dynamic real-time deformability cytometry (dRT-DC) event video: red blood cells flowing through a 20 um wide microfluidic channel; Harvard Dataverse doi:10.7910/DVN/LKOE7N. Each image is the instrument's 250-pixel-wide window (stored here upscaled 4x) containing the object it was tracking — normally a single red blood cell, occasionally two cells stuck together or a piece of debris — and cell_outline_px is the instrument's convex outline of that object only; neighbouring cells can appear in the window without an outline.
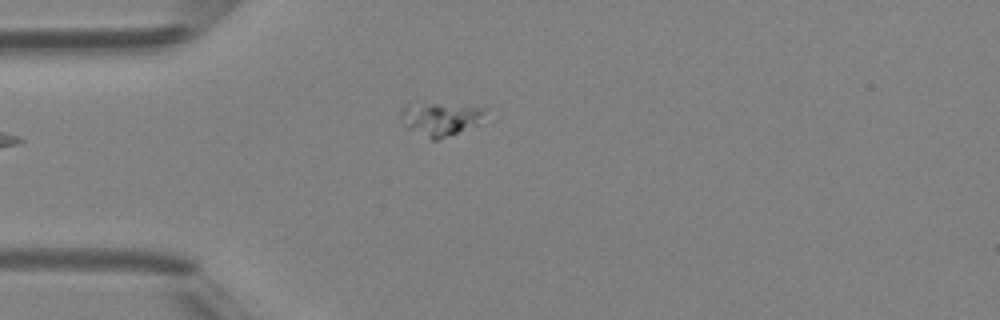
{"species": "Egyptian fruit bat (a non-hibernating species)", "species_latin": "Rousettus aegyptiacus", "temperature_condition": "room temperature", "stored_images_in_passage": 35, "camera_frame_rate_fps": 3000, "um_per_image_px": 0.085, "animal": {"sex": "female"}, "frame": {"image": 1, "passage_image": 1, "time_ms": 0.0, "image_size_px": [1000, 320], "cell_outline_px": [[488, 108], [476, 124], [436, 140], [432, 140], [408, 128], [404, 124], [400, 116], [400, 108], [404, 104], [412, 100], [416, 100]], "centroid_in_image_um": [37.31, 10.02], "position_along_channel_um": 47.7, "area_um2": 16.65}}
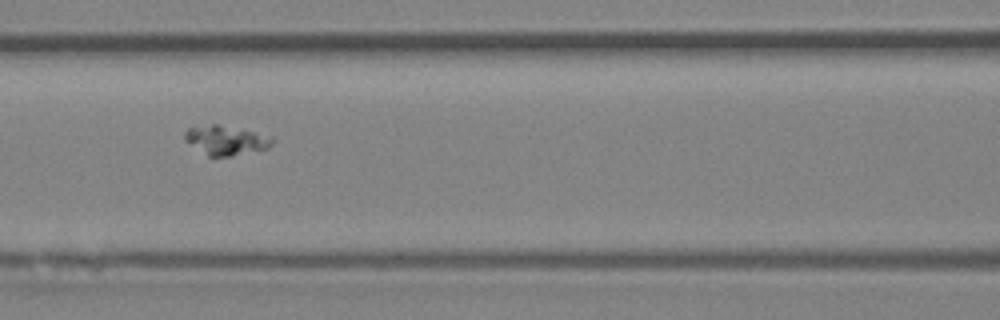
{"frame": {"image": 2, "passage_image": 9, "time_ms": 2.667, "image_size_px": [1000, 320], "cell_outline_px": [[276, 140], [268, 148], [232, 156], [208, 156], [184, 140], [184, 132], [188, 128], [212, 124], [216, 124], [272, 136]], "centroid_in_image_um": [19.21, 11.93], "position_along_channel_um": 147.4, "area_um2": 14.8}}
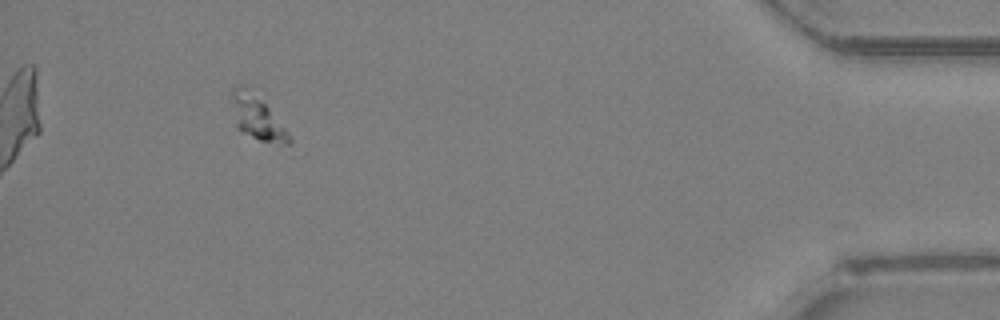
{"frame": {"image": 3, "passage_image": 32, "time_ms": 10.333, "image_size_px": [1000, 320], "cell_outline_px": [[292, 156], [236, 128], [228, 96], [232, 88], [240, 84], [244, 84], [268, 108], [292, 136]], "centroid_in_image_um": [21.95, 10.16], "position_along_channel_um": 413.3, "area_um2": 16.07}}